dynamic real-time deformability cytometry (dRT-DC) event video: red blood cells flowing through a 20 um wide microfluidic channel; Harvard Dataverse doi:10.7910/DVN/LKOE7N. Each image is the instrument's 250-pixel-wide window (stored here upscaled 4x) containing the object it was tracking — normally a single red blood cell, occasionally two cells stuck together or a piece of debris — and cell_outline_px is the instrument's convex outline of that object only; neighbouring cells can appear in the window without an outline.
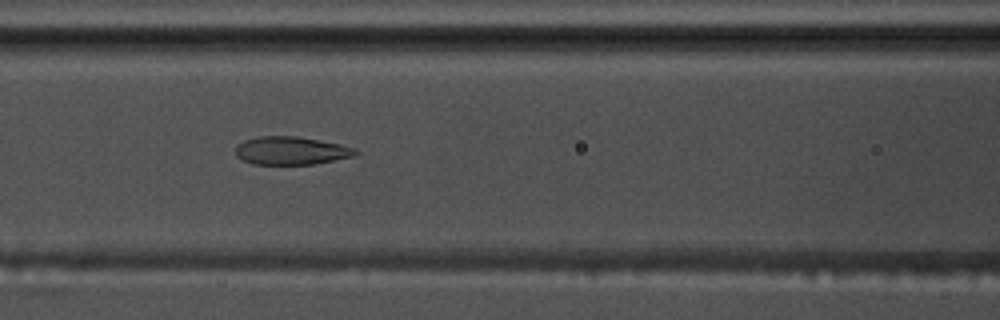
{"species": "common noctule bat (a hibernating species)", "species_latin": "Nyctalus noctula", "temperature_condition": "warm", "stored_images_in_passage": 40, "camera_frame_rate_fps": 3000, "um_per_image_px": 0.085, "animal": {"sex": "male", "body_mass_g": 17.5, "forearm_length_mm": 52.3}, "frame": {"image": 1, "passage_image": 16, "time_ms": 5.0, "image_size_px": [1000, 320], "cell_outline_px": [[360, 152], [356, 156], [312, 164], [252, 164], [236, 156], [236, 144], [244, 140], [260, 136], [296, 136], [340, 144], [356, 148]], "centroid_in_image_um": [24.76, 12.8], "position_along_channel_um": 141.8, "area_um2": 19.65}}
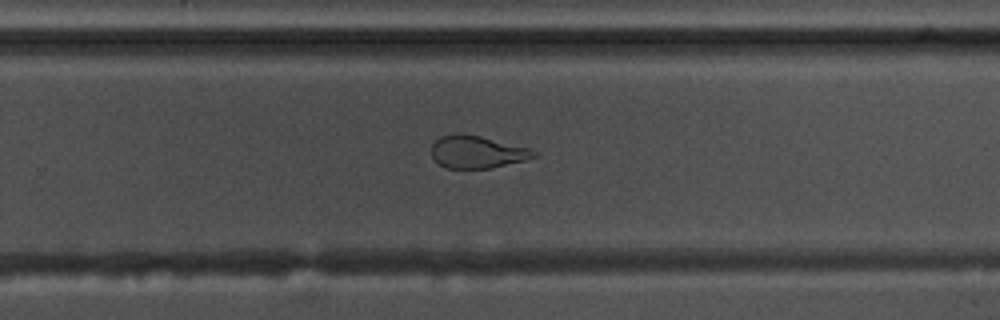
{"frame": {"image": 2, "passage_image": 28, "time_ms": 9.0, "image_size_px": [1000, 320], "cell_outline_px": [[536, 156], [524, 160], [492, 168], [444, 168], [432, 156], [432, 144], [440, 136], [460, 132], [480, 136], [528, 148], [536, 152]], "centroid_in_image_um": [40.51, 12.91], "position_along_channel_um": 289.3, "area_um2": 19.19}}
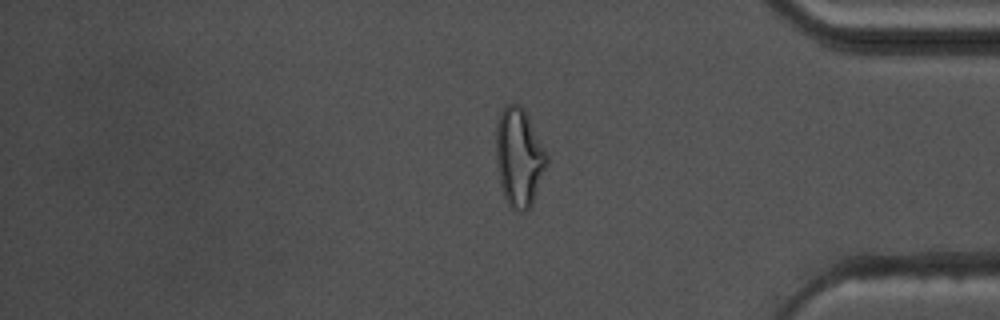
{"frame": {"image": 3, "passage_image": 38, "time_ms": 12.333, "image_size_px": [1000, 320], "cell_outline_px": [[548, 164], [532, 204], [528, 212], [520, 212], [508, 208], [500, 184], [496, 164], [496, 124], [500, 112], [504, 104], [516, 104], [524, 108], [548, 152]], "centroid_in_image_um": [44.13, 13.39], "position_along_channel_um": 391.1, "area_um2": 29.88}}